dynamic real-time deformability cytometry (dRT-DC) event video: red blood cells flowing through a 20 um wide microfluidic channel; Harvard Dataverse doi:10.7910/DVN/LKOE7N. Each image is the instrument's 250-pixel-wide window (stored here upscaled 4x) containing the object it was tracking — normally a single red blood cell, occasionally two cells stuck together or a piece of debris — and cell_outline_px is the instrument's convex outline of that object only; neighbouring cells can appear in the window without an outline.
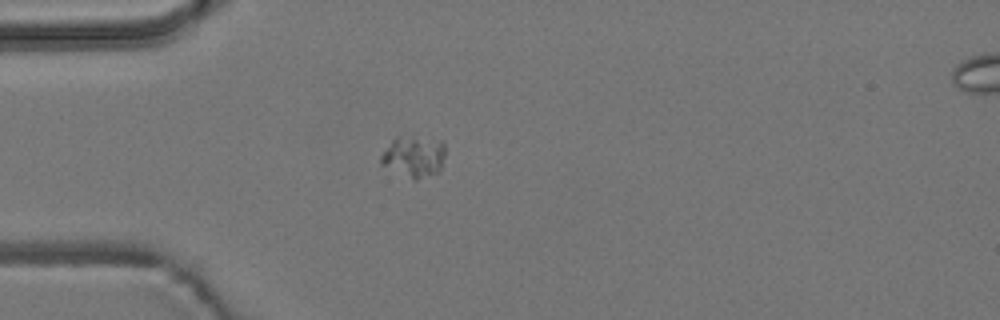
{"species": "common noctule bat (a hibernating species)", "species_latin": "Nyctalus noctula", "temperature_condition": "room temperature", "stored_images_in_passage": 2, "camera_frame_rate_fps": 3000, "um_per_image_px": 0.085, "animal": {"sex": "male", "body_mass_g": 19.2, "forearm_length_mm": 51.8}, "frame": {"image": 1, "passage_image": 1, "time_ms": 0.0, "image_size_px": [1000, 320], "cell_outline_px": [[444, 156], [440, 172], [416, 180], [412, 180], [380, 164], [380, 156], [392, 140], [396, 136], [412, 136], [444, 140]], "centroid_in_image_um": [35.19, 13.3], "position_along_channel_um": 49.8, "area_um2": 15.78}}